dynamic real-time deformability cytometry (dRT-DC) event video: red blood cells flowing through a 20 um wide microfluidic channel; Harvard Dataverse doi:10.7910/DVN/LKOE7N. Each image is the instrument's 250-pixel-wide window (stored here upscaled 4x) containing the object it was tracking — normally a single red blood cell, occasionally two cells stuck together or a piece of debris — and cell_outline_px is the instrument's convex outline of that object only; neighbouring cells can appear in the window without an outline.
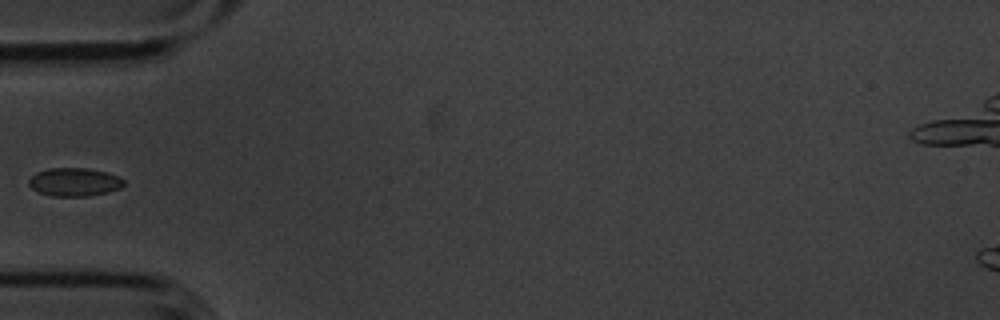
{"species": "common noctule bat (a hibernating species)", "species_latin": "Nyctalus noctula", "temperature_condition": "cold", "stored_images_in_passage": 6, "camera_frame_rate_fps": 3000, "um_per_image_px": 0.085, "animal": {"sex": "male", "body_mass_g": 20.1, "forearm_length_mm": 53.5}, "frame": {"image": 1, "passage_image": 6, "time_ms": 1.667, "image_size_px": [1000, 320], "cell_outline_px": [[124, 184], [120, 188], [108, 192], [88, 196], [52, 196], [40, 192], [32, 188], [28, 184], [28, 180], [36, 172], [48, 168], [84, 168], [108, 172], [124, 180]], "centroid_in_image_um": [6.31, 15.47], "position_along_channel_um": 78.7, "area_um2": 15.61}}